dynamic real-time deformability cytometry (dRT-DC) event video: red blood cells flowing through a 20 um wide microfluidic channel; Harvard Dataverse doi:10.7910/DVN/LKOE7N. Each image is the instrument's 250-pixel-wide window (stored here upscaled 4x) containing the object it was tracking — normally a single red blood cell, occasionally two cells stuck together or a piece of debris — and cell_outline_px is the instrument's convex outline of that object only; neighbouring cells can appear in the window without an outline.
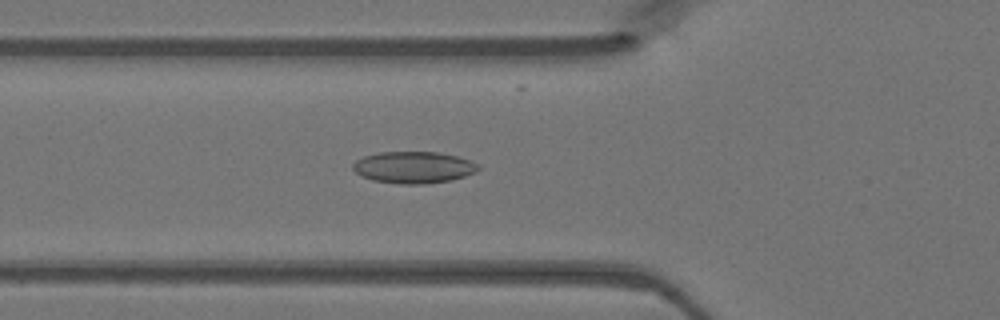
{"species": "Egyptian fruit bat (a non-hibernating species)", "species_latin": "Rousettus aegyptiacus", "temperature_condition": "warm", "stored_images_in_passage": 33, "camera_frame_rate_fps": 3000, "um_per_image_px": 0.085, "animal": {"sex": "female"}, "frame": {"image": 1, "passage_image": 2, "time_ms": 0.333, "image_size_px": [1000, 320], "cell_outline_px": [[480, 168], [476, 172], [452, 180], [424, 184], [400, 184], [372, 180], [360, 176], [352, 168], [352, 164], [356, 160], [364, 156], [380, 152], [436, 152], [456, 156], [480, 164]], "centroid_in_image_um": [35.14, 14.23], "position_along_channel_um": 90.7, "area_um2": 23.24}}
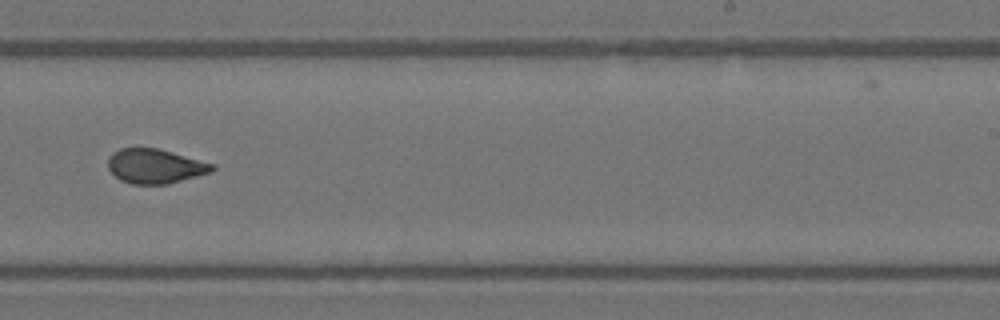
{"frame": {"image": 2, "passage_image": 15, "time_ms": 4.667, "image_size_px": [1000, 320], "cell_outline_px": [[216, 168], [212, 172], [168, 184], [132, 184], [120, 180], [108, 168], [108, 160], [112, 152], [120, 148], [156, 148], [172, 152], [216, 164]], "centroid_in_image_um": [13.21, 14.12], "position_along_channel_um": 275.8, "area_um2": 20.98}}
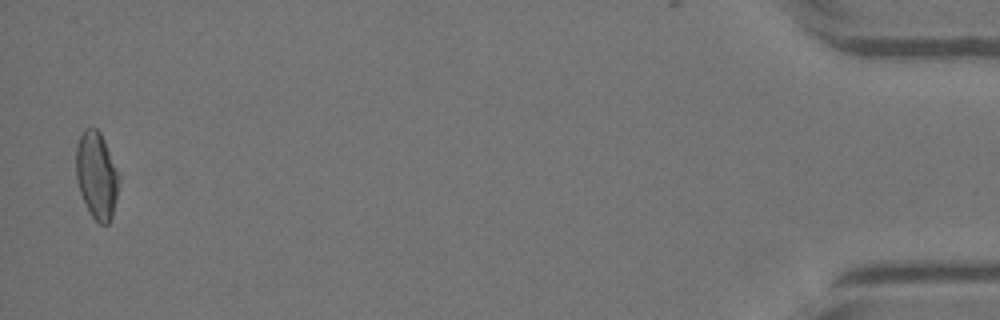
{"frame": {"image": 3, "passage_image": 32, "time_ms": 10.333, "image_size_px": [1000, 320], "cell_outline_px": [[120, 180], [112, 216], [108, 224], [100, 224], [92, 216], [80, 192], [76, 180], [76, 144], [84, 128], [96, 128], [100, 132], [104, 140], [120, 176]], "centroid_in_image_um": [8.21, 14.88], "position_along_channel_um": 427.0, "area_um2": 21.62}}